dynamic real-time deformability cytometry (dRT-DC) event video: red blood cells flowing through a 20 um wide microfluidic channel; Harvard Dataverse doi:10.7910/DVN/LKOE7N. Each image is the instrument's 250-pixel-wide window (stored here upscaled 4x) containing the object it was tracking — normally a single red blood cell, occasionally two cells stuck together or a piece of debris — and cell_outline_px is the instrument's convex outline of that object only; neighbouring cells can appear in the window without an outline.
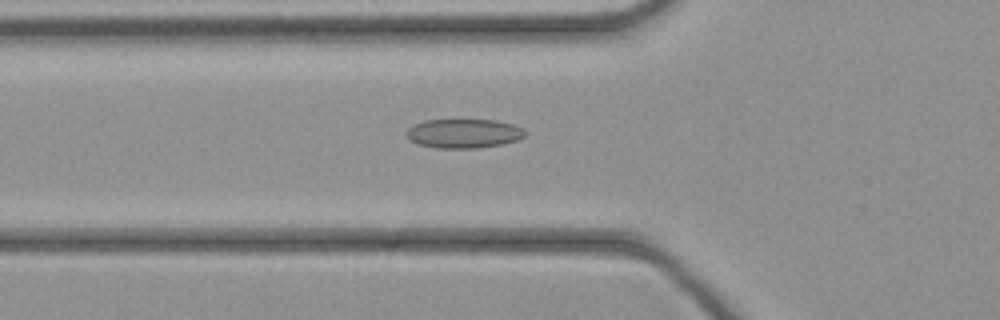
{"species": "common noctule bat (a hibernating species)", "species_latin": "Nyctalus noctula", "temperature_condition": "cold", "stored_images_in_passage": 29, "camera_frame_rate_fps": 3000, "um_per_image_px": 0.085, "animal": {"sex": "female", "body_mass_g": 21.9}, "frame": {"image": 1, "passage_image": 6, "time_ms": 1.667, "image_size_px": [1000, 320], "cell_outline_px": [[524, 136], [520, 140], [500, 144], [476, 148], [436, 148], [420, 144], [404, 136], [408, 128], [412, 124], [424, 120], [496, 120], [512, 124], [524, 128]], "centroid_in_image_um": [39.4, 11.34], "position_along_channel_um": 86.4, "area_um2": 20.17}}
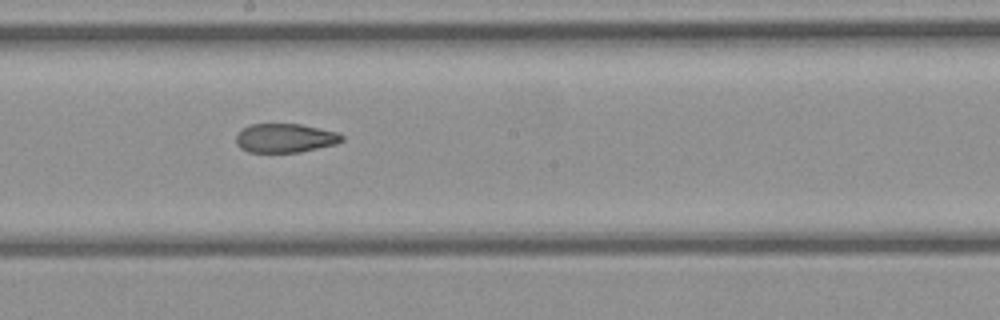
{"frame": {"image": 2, "passage_image": 15, "time_ms": 4.667, "image_size_px": [1000, 320], "cell_outline_px": [[344, 140], [336, 144], [300, 152], [248, 152], [240, 148], [236, 144], [236, 136], [244, 128], [252, 124], [300, 124], [340, 132], [344, 136]], "centroid_in_image_um": [24.28, 11.74], "position_along_channel_um": 223.9, "area_um2": 17.92}}
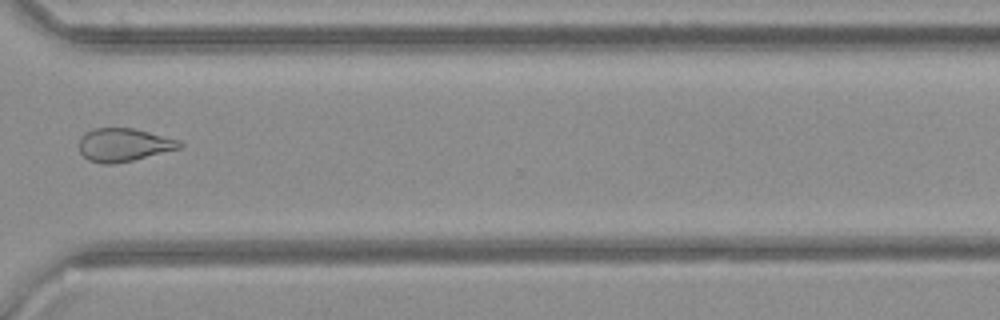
{"frame": {"image": 3, "passage_image": 24, "time_ms": 7.667, "image_size_px": [1000, 320], "cell_outline_px": [[184, 144], [180, 148], [132, 160], [112, 164], [104, 164], [88, 160], [80, 152], [80, 136], [96, 128], [132, 128], [180, 140]], "centroid_in_image_um": [10.52, 12.31], "position_along_channel_um": 360.1, "area_um2": 19.13}}